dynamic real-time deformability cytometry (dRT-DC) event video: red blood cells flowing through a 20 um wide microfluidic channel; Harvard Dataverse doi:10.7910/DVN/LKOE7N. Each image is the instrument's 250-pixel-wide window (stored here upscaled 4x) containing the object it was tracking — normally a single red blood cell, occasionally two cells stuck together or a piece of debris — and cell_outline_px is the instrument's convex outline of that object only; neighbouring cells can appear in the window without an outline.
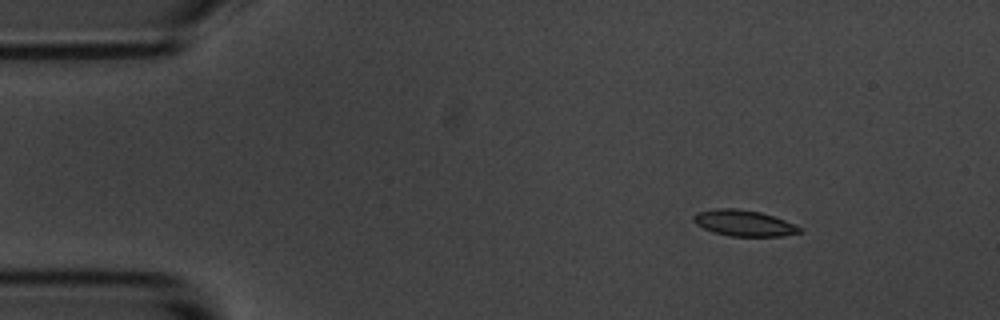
{"species": "common noctule bat (a hibernating species)", "species_latin": "Nyctalus noctula", "temperature_condition": "room temperature", "stored_images_in_passage": 6, "camera_frame_rate_fps": 3000, "um_per_image_px": 0.085, "animal": {"sex": "male", "body_mass_g": 20.1, "forearm_length_mm": 53.5}, "frame": {"image": 1, "passage_image": 2, "time_ms": 1.333, "image_size_px": [1000, 320], "cell_outline_px": [[800, 232], [780, 236], [732, 236], [712, 232], [696, 224], [692, 220], [692, 216], [696, 212], [716, 208], [736, 208], [760, 212], [796, 224], [800, 228]], "centroid_in_image_um": [63.17, 18.95], "position_along_channel_um": 21.8, "area_um2": 16.01}}